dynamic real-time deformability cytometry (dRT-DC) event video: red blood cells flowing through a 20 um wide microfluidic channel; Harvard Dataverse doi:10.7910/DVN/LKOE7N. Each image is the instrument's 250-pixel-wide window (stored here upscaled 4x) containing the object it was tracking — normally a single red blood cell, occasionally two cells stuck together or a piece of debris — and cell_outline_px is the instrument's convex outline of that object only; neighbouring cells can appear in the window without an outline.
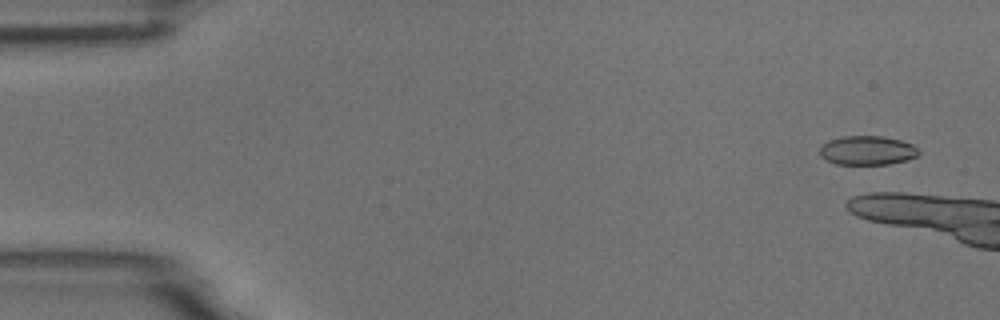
{"species": "common noctule bat (a hibernating species)", "species_latin": "Nyctalus noctula", "temperature_condition": "room temperature", "stored_images_in_passage": 9, "camera_frame_rate_fps": 3000, "um_per_image_px": 0.085, "animal": {"sex": "male", "body_mass_g": 18.8}, "frame": {"image": 1, "passage_image": 1, "time_ms": 0.0, "image_size_px": [1000, 320], "cell_outline_px": [[920, 152], [916, 156], [908, 160], [888, 164], [836, 164], [820, 156], [820, 148], [828, 140], [844, 136], [884, 136], [900, 140], [912, 144]], "centroid_in_image_um": [73.73, 12.78], "position_along_channel_um": 11.3, "area_um2": 16.7}}
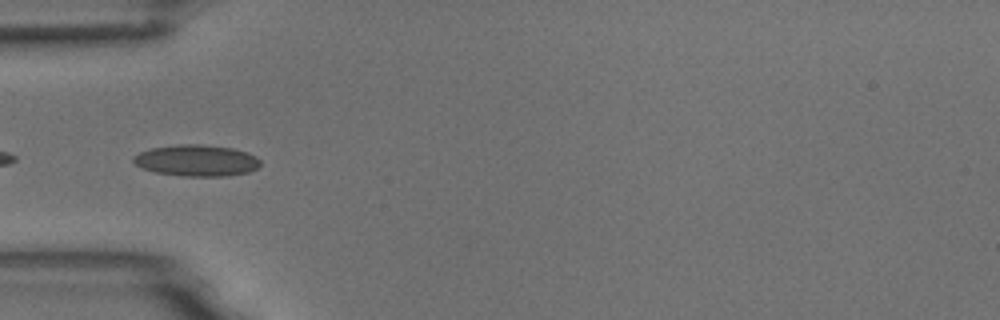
{"frame": {"image": 2, "passage_image": 7, "time_ms": 2.0, "image_size_px": [1000, 320], "cell_outline_px": [[260, 164], [256, 168], [248, 172], [228, 176], [184, 176], [156, 172], [144, 168], [136, 164], [132, 160], [132, 156], [140, 152], [152, 148], [176, 144], [200, 144], [232, 148], [248, 152], [256, 156], [260, 160]], "centroid_in_image_um": [16.72, 13.63], "position_along_channel_um": 68.3, "area_um2": 23.18}}